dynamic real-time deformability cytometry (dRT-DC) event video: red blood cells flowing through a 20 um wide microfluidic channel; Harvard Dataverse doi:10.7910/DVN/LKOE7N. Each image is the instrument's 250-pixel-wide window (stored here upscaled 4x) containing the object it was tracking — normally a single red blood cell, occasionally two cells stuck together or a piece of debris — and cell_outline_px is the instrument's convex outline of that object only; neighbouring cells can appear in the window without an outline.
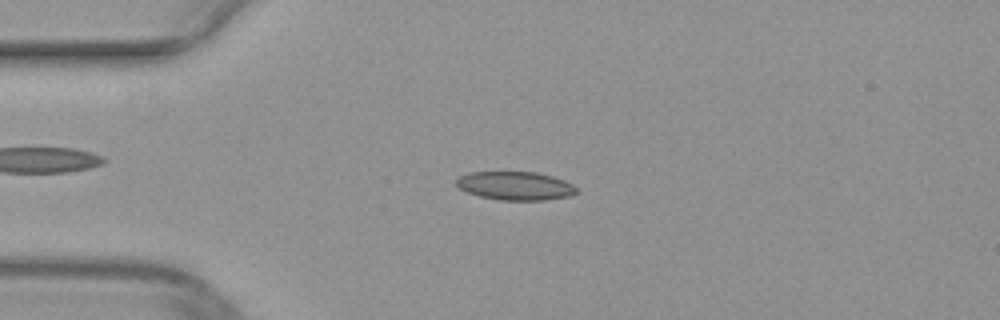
{"species": "common noctule bat (a hibernating species)", "species_latin": "Nyctalus noctula", "temperature_condition": "warm", "stored_images_in_passage": 34, "camera_frame_rate_fps": 3000, "um_per_image_px": 0.085, "animal": {"sex": "female", "body_mass_g": 29.2, "forearm_length_mm": 56.3}, "frame": {"image": 1, "passage_image": 12, "time_ms": 3.667, "image_size_px": [1000, 320], "cell_outline_px": [[576, 192], [568, 196], [544, 200], [500, 200], [480, 196], [468, 192], [460, 188], [456, 184], [456, 180], [460, 176], [468, 172], [536, 172], [552, 176], [564, 180], [572, 184], [576, 188]], "centroid_in_image_um": [43.79, 15.79], "position_along_channel_um": 41.2, "area_um2": 19.77}}
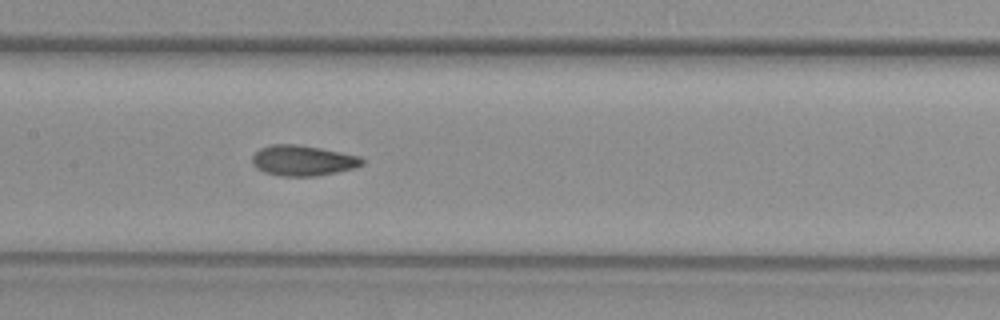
{"frame": {"image": 2, "passage_image": 24, "time_ms": 7.667, "image_size_px": [1000, 320], "cell_outline_px": [[364, 164], [356, 168], [316, 176], [280, 176], [264, 172], [256, 168], [252, 164], [252, 156], [260, 148], [272, 144], [296, 144], [320, 148], [360, 156], [364, 160]], "centroid_in_image_um": [25.74, 13.65], "position_along_channel_um": 181.7, "area_um2": 19.59}}
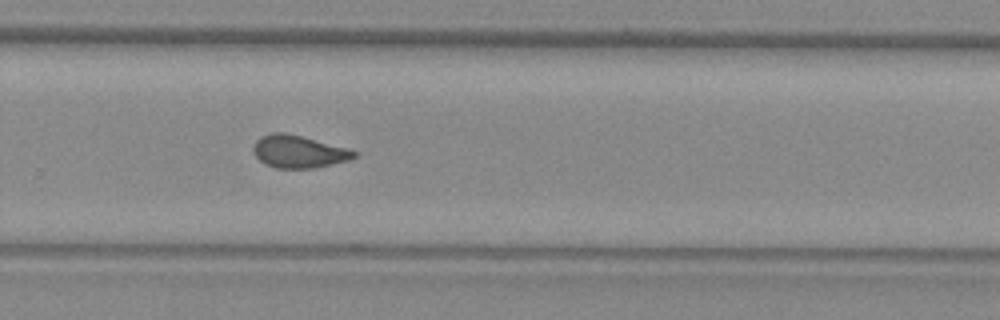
{"frame": {"image": 3, "passage_image": 33, "time_ms": 10.667, "image_size_px": [1000, 320], "cell_outline_px": [[356, 156], [348, 160], [312, 168], [276, 168], [264, 164], [256, 156], [252, 148], [256, 140], [260, 136], [272, 132], [284, 132], [348, 148], [356, 152]], "centroid_in_image_um": [25.33, 12.88], "position_along_channel_um": 304.5, "area_um2": 18.9}}